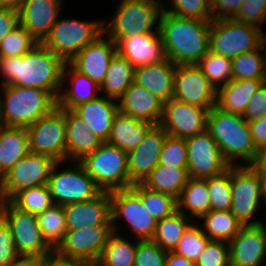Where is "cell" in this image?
I'll return each mask as SVG.
<instances>
[{"mask_svg": "<svg viewBox=\"0 0 266 266\" xmlns=\"http://www.w3.org/2000/svg\"><path fill=\"white\" fill-rule=\"evenodd\" d=\"M188 152L185 138L167 135L160 153L159 165L187 168Z\"/></svg>", "mask_w": 266, "mask_h": 266, "instance_id": "c3c4849f", "label": "cell"}, {"mask_svg": "<svg viewBox=\"0 0 266 266\" xmlns=\"http://www.w3.org/2000/svg\"><path fill=\"white\" fill-rule=\"evenodd\" d=\"M66 116V161H80L95 151L103 141L92 133L84 121L70 109Z\"/></svg>", "mask_w": 266, "mask_h": 266, "instance_id": "f1b7e54d", "label": "cell"}, {"mask_svg": "<svg viewBox=\"0 0 266 266\" xmlns=\"http://www.w3.org/2000/svg\"><path fill=\"white\" fill-rule=\"evenodd\" d=\"M117 52L135 68L161 62L166 58L159 29L136 37L121 38Z\"/></svg>", "mask_w": 266, "mask_h": 266, "instance_id": "cb8c5ba5", "label": "cell"}, {"mask_svg": "<svg viewBox=\"0 0 266 266\" xmlns=\"http://www.w3.org/2000/svg\"><path fill=\"white\" fill-rule=\"evenodd\" d=\"M196 223V224H195ZM190 224L183 233V237L177 243L172 251L191 261L196 262L198 256L204 250L206 244L210 240L204 233L201 226L196 221Z\"/></svg>", "mask_w": 266, "mask_h": 266, "instance_id": "f6af8a7d", "label": "cell"}, {"mask_svg": "<svg viewBox=\"0 0 266 266\" xmlns=\"http://www.w3.org/2000/svg\"><path fill=\"white\" fill-rule=\"evenodd\" d=\"M211 20L162 12L159 33L166 57L176 65H195L210 50Z\"/></svg>", "mask_w": 266, "mask_h": 266, "instance_id": "7a4b0ae2", "label": "cell"}, {"mask_svg": "<svg viewBox=\"0 0 266 266\" xmlns=\"http://www.w3.org/2000/svg\"><path fill=\"white\" fill-rule=\"evenodd\" d=\"M112 232L97 263L100 266H134L137 241Z\"/></svg>", "mask_w": 266, "mask_h": 266, "instance_id": "74e56055", "label": "cell"}, {"mask_svg": "<svg viewBox=\"0 0 266 266\" xmlns=\"http://www.w3.org/2000/svg\"><path fill=\"white\" fill-rule=\"evenodd\" d=\"M164 266H197L194 261H191L183 256H180L172 251L167 252Z\"/></svg>", "mask_w": 266, "mask_h": 266, "instance_id": "680465c9", "label": "cell"}, {"mask_svg": "<svg viewBox=\"0 0 266 266\" xmlns=\"http://www.w3.org/2000/svg\"><path fill=\"white\" fill-rule=\"evenodd\" d=\"M62 0H26L19 11L20 25L41 43L62 13Z\"/></svg>", "mask_w": 266, "mask_h": 266, "instance_id": "603a6c76", "label": "cell"}, {"mask_svg": "<svg viewBox=\"0 0 266 266\" xmlns=\"http://www.w3.org/2000/svg\"><path fill=\"white\" fill-rule=\"evenodd\" d=\"M244 0H211V19H233Z\"/></svg>", "mask_w": 266, "mask_h": 266, "instance_id": "11a10c76", "label": "cell"}, {"mask_svg": "<svg viewBox=\"0 0 266 266\" xmlns=\"http://www.w3.org/2000/svg\"><path fill=\"white\" fill-rule=\"evenodd\" d=\"M195 263L197 266H230L228 242L209 240Z\"/></svg>", "mask_w": 266, "mask_h": 266, "instance_id": "681fc988", "label": "cell"}, {"mask_svg": "<svg viewBox=\"0 0 266 266\" xmlns=\"http://www.w3.org/2000/svg\"><path fill=\"white\" fill-rule=\"evenodd\" d=\"M0 88V125L28 128L57 106V100L46 90L17 85Z\"/></svg>", "mask_w": 266, "mask_h": 266, "instance_id": "277c9868", "label": "cell"}, {"mask_svg": "<svg viewBox=\"0 0 266 266\" xmlns=\"http://www.w3.org/2000/svg\"><path fill=\"white\" fill-rule=\"evenodd\" d=\"M112 232V225H94L67 230L64 239L54 250V255L63 260L95 263L100 258Z\"/></svg>", "mask_w": 266, "mask_h": 266, "instance_id": "5bb4252c", "label": "cell"}, {"mask_svg": "<svg viewBox=\"0 0 266 266\" xmlns=\"http://www.w3.org/2000/svg\"><path fill=\"white\" fill-rule=\"evenodd\" d=\"M116 53V43L103 33L94 42L86 45L69 63L77 71L101 86L105 80L109 63Z\"/></svg>", "mask_w": 266, "mask_h": 266, "instance_id": "44dd1931", "label": "cell"}, {"mask_svg": "<svg viewBox=\"0 0 266 266\" xmlns=\"http://www.w3.org/2000/svg\"><path fill=\"white\" fill-rule=\"evenodd\" d=\"M203 233L210 240L229 242L242 228V223L230 211L210 210L201 218Z\"/></svg>", "mask_w": 266, "mask_h": 266, "instance_id": "d590c367", "label": "cell"}, {"mask_svg": "<svg viewBox=\"0 0 266 266\" xmlns=\"http://www.w3.org/2000/svg\"><path fill=\"white\" fill-rule=\"evenodd\" d=\"M6 200L7 199L5 198V196L3 194V190H2V178L0 177V216H1V211L4 207Z\"/></svg>", "mask_w": 266, "mask_h": 266, "instance_id": "03108f58", "label": "cell"}, {"mask_svg": "<svg viewBox=\"0 0 266 266\" xmlns=\"http://www.w3.org/2000/svg\"><path fill=\"white\" fill-rule=\"evenodd\" d=\"M26 0H0V8L20 11Z\"/></svg>", "mask_w": 266, "mask_h": 266, "instance_id": "be15d7a7", "label": "cell"}, {"mask_svg": "<svg viewBox=\"0 0 266 266\" xmlns=\"http://www.w3.org/2000/svg\"><path fill=\"white\" fill-rule=\"evenodd\" d=\"M162 4V0H120L109 23L104 21L105 35L117 43L158 30Z\"/></svg>", "mask_w": 266, "mask_h": 266, "instance_id": "5b68a950", "label": "cell"}, {"mask_svg": "<svg viewBox=\"0 0 266 266\" xmlns=\"http://www.w3.org/2000/svg\"><path fill=\"white\" fill-rule=\"evenodd\" d=\"M188 178L187 168H173L158 164L149 173L142 185L150 190L169 194L178 199Z\"/></svg>", "mask_w": 266, "mask_h": 266, "instance_id": "e575fe53", "label": "cell"}, {"mask_svg": "<svg viewBox=\"0 0 266 266\" xmlns=\"http://www.w3.org/2000/svg\"><path fill=\"white\" fill-rule=\"evenodd\" d=\"M36 217L44 240L55 250L67 232L64 207L53 204L44 213L38 214Z\"/></svg>", "mask_w": 266, "mask_h": 266, "instance_id": "ab89813d", "label": "cell"}, {"mask_svg": "<svg viewBox=\"0 0 266 266\" xmlns=\"http://www.w3.org/2000/svg\"><path fill=\"white\" fill-rule=\"evenodd\" d=\"M8 200L18 209L36 216L54 204L47 185L19 190Z\"/></svg>", "mask_w": 266, "mask_h": 266, "instance_id": "b9f144b4", "label": "cell"}, {"mask_svg": "<svg viewBox=\"0 0 266 266\" xmlns=\"http://www.w3.org/2000/svg\"><path fill=\"white\" fill-rule=\"evenodd\" d=\"M207 115L206 108L172 98L163 103V115L159 125L170 136L188 138L206 130Z\"/></svg>", "mask_w": 266, "mask_h": 266, "instance_id": "e0dca14e", "label": "cell"}, {"mask_svg": "<svg viewBox=\"0 0 266 266\" xmlns=\"http://www.w3.org/2000/svg\"><path fill=\"white\" fill-rule=\"evenodd\" d=\"M217 91L196 65H177L173 98L190 105L206 108L216 105Z\"/></svg>", "mask_w": 266, "mask_h": 266, "instance_id": "ac0fdd59", "label": "cell"}, {"mask_svg": "<svg viewBox=\"0 0 266 266\" xmlns=\"http://www.w3.org/2000/svg\"><path fill=\"white\" fill-rule=\"evenodd\" d=\"M73 111L84 121L92 133L103 142H107L119 108L118 101L102 95L76 106Z\"/></svg>", "mask_w": 266, "mask_h": 266, "instance_id": "484cf974", "label": "cell"}, {"mask_svg": "<svg viewBox=\"0 0 266 266\" xmlns=\"http://www.w3.org/2000/svg\"><path fill=\"white\" fill-rule=\"evenodd\" d=\"M55 163L56 161L51 157L29 152L1 177L5 198L8 200L19 190L47 185L51 169Z\"/></svg>", "mask_w": 266, "mask_h": 266, "instance_id": "2e32d148", "label": "cell"}, {"mask_svg": "<svg viewBox=\"0 0 266 266\" xmlns=\"http://www.w3.org/2000/svg\"><path fill=\"white\" fill-rule=\"evenodd\" d=\"M265 81L266 79H232L217 90L216 106L228 113L243 115L251 97Z\"/></svg>", "mask_w": 266, "mask_h": 266, "instance_id": "4dcf8cb0", "label": "cell"}, {"mask_svg": "<svg viewBox=\"0 0 266 266\" xmlns=\"http://www.w3.org/2000/svg\"><path fill=\"white\" fill-rule=\"evenodd\" d=\"M65 61L38 43L18 57H0V86L17 85L48 91L56 100L62 88Z\"/></svg>", "mask_w": 266, "mask_h": 266, "instance_id": "6da1fadb", "label": "cell"}, {"mask_svg": "<svg viewBox=\"0 0 266 266\" xmlns=\"http://www.w3.org/2000/svg\"><path fill=\"white\" fill-rule=\"evenodd\" d=\"M66 81L71 83L69 89L68 87L63 88ZM100 91V86L96 82L66 62L63 68L62 88L57 98V106L73 110L76 106L99 97Z\"/></svg>", "mask_w": 266, "mask_h": 266, "instance_id": "83f0119b", "label": "cell"}, {"mask_svg": "<svg viewBox=\"0 0 266 266\" xmlns=\"http://www.w3.org/2000/svg\"><path fill=\"white\" fill-rule=\"evenodd\" d=\"M206 130L230 166L250 165L253 162L257 149L243 115L228 113L215 105L208 111Z\"/></svg>", "mask_w": 266, "mask_h": 266, "instance_id": "3957f363", "label": "cell"}, {"mask_svg": "<svg viewBox=\"0 0 266 266\" xmlns=\"http://www.w3.org/2000/svg\"><path fill=\"white\" fill-rule=\"evenodd\" d=\"M1 217L11 229L19 256L48 258L54 255V250L42 236L36 215L22 211L6 200Z\"/></svg>", "mask_w": 266, "mask_h": 266, "instance_id": "8fae6325", "label": "cell"}, {"mask_svg": "<svg viewBox=\"0 0 266 266\" xmlns=\"http://www.w3.org/2000/svg\"><path fill=\"white\" fill-rule=\"evenodd\" d=\"M104 21L57 19L49 34L41 42L54 54L69 62L86 45L94 42L104 33Z\"/></svg>", "mask_w": 266, "mask_h": 266, "instance_id": "52a82bcc", "label": "cell"}, {"mask_svg": "<svg viewBox=\"0 0 266 266\" xmlns=\"http://www.w3.org/2000/svg\"><path fill=\"white\" fill-rule=\"evenodd\" d=\"M28 153L27 128L0 125V177Z\"/></svg>", "mask_w": 266, "mask_h": 266, "instance_id": "1f68e13d", "label": "cell"}, {"mask_svg": "<svg viewBox=\"0 0 266 266\" xmlns=\"http://www.w3.org/2000/svg\"><path fill=\"white\" fill-rule=\"evenodd\" d=\"M170 8H164L162 12L183 18L212 20L210 0H171Z\"/></svg>", "mask_w": 266, "mask_h": 266, "instance_id": "7dc6e473", "label": "cell"}, {"mask_svg": "<svg viewBox=\"0 0 266 266\" xmlns=\"http://www.w3.org/2000/svg\"><path fill=\"white\" fill-rule=\"evenodd\" d=\"M211 210L227 211L232 205L231 166L223 173L207 179Z\"/></svg>", "mask_w": 266, "mask_h": 266, "instance_id": "ee69618b", "label": "cell"}, {"mask_svg": "<svg viewBox=\"0 0 266 266\" xmlns=\"http://www.w3.org/2000/svg\"><path fill=\"white\" fill-rule=\"evenodd\" d=\"M263 30L235 19L211 20L210 51L233 59L263 44Z\"/></svg>", "mask_w": 266, "mask_h": 266, "instance_id": "ba28073f", "label": "cell"}, {"mask_svg": "<svg viewBox=\"0 0 266 266\" xmlns=\"http://www.w3.org/2000/svg\"><path fill=\"white\" fill-rule=\"evenodd\" d=\"M263 45L266 47V33L263 32Z\"/></svg>", "mask_w": 266, "mask_h": 266, "instance_id": "a7ac6f4b", "label": "cell"}, {"mask_svg": "<svg viewBox=\"0 0 266 266\" xmlns=\"http://www.w3.org/2000/svg\"><path fill=\"white\" fill-rule=\"evenodd\" d=\"M18 257L11 229L0 216V266H11Z\"/></svg>", "mask_w": 266, "mask_h": 266, "instance_id": "f5cc1de1", "label": "cell"}, {"mask_svg": "<svg viewBox=\"0 0 266 266\" xmlns=\"http://www.w3.org/2000/svg\"><path fill=\"white\" fill-rule=\"evenodd\" d=\"M38 42L19 25L0 43V57H18L29 52Z\"/></svg>", "mask_w": 266, "mask_h": 266, "instance_id": "bcb514c9", "label": "cell"}, {"mask_svg": "<svg viewBox=\"0 0 266 266\" xmlns=\"http://www.w3.org/2000/svg\"><path fill=\"white\" fill-rule=\"evenodd\" d=\"M248 126L256 149L266 144V115L254 121H249Z\"/></svg>", "mask_w": 266, "mask_h": 266, "instance_id": "6f0895ef", "label": "cell"}, {"mask_svg": "<svg viewBox=\"0 0 266 266\" xmlns=\"http://www.w3.org/2000/svg\"><path fill=\"white\" fill-rule=\"evenodd\" d=\"M106 77L100 86L105 97L118 101L134 82L135 67L118 52L109 63Z\"/></svg>", "mask_w": 266, "mask_h": 266, "instance_id": "836d02e7", "label": "cell"}, {"mask_svg": "<svg viewBox=\"0 0 266 266\" xmlns=\"http://www.w3.org/2000/svg\"><path fill=\"white\" fill-rule=\"evenodd\" d=\"M85 266H100L97 262L95 263H86Z\"/></svg>", "mask_w": 266, "mask_h": 266, "instance_id": "003e7915", "label": "cell"}, {"mask_svg": "<svg viewBox=\"0 0 266 266\" xmlns=\"http://www.w3.org/2000/svg\"><path fill=\"white\" fill-rule=\"evenodd\" d=\"M20 25L19 12L13 9L0 8V43Z\"/></svg>", "mask_w": 266, "mask_h": 266, "instance_id": "9f6ffc18", "label": "cell"}, {"mask_svg": "<svg viewBox=\"0 0 266 266\" xmlns=\"http://www.w3.org/2000/svg\"><path fill=\"white\" fill-rule=\"evenodd\" d=\"M233 19L261 29L262 24H266V0H244Z\"/></svg>", "mask_w": 266, "mask_h": 266, "instance_id": "816d5d0a", "label": "cell"}, {"mask_svg": "<svg viewBox=\"0 0 266 266\" xmlns=\"http://www.w3.org/2000/svg\"><path fill=\"white\" fill-rule=\"evenodd\" d=\"M29 152L46 155L56 162L66 161L65 109L54 107L27 128Z\"/></svg>", "mask_w": 266, "mask_h": 266, "instance_id": "30bf717a", "label": "cell"}, {"mask_svg": "<svg viewBox=\"0 0 266 266\" xmlns=\"http://www.w3.org/2000/svg\"><path fill=\"white\" fill-rule=\"evenodd\" d=\"M130 188L140 197L156 221L166 218L177 210V199L169 194L150 190L142 184H135Z\"/></svg>", "mask_w": 266, "mask_h": 266, "instance_id": "7bdbcfd3", "label": "cell"}, {"mask_svg": "<svg viewBox=\"0 0 266 266\" xmlns=\"http://www.w3.org/2000/svg\"><path fill=\"white\" fill-rule=\"evenodd\" d=\"M188 160V175L195 179H208L223 173L230 167L207 130L185 138Z\"/></svg>", "mask_w": 266, "mask_h": 266, "instance_id": "9a60e30c", "label": "cell"}, {"mask_svg": "<svg viewBox=\"0 0 266 266\" xmlns=\"http://www.w3.org/2000/svg\"><path fill=\"white\" fill-rule=\"evenodd\" d=\"M167 133L160 125H154L136 149L127 153L129 182L142 184L149 173L159 164Z\"/></svg>", "mask_w": 266, "mask_h": 266, "instance_id": "ffe728a7", "label": "cell"}, {"mask_svg": "<svg viewBox=\"0 0 266 266\" xmlns=\"http://www.w3.org/2000/svg\"><path fill=\"white\" fill-rule=\"evenodd\" d=\"M257 174L260 180L261 196H262L263 202L266 204V170L257 171Z\"/></svg>", "mask_w": 266, "mask_h": 266, "instance_id": "e7e4bbea", "label": "cell"}, {"mask_svg": "<svg viewBox=\"0 0 266 266\" xmlns=\"http://www.w3.org/2000/svg\"><path fill=\"white\" fill-rule=\"evenodd\" d=\"M79 162L102 191L111 192L132 186L129 182L127 152L118 146L103 142Z\"/></svg>", "mask_w": 266, "mask_h": 266, "instance_id": "8992f818", "label": "cell"}, {"mask_svg": "<svg viewBox=\"0 0 266 266\" xmlns=\"http://www.w3.org/2000/svg\"><path fill=\"white\" fill-rule=\"evenodd\" d=\"M192 220L194 222V219H190L177 209L171 215L157 221L151 240L156 242L163 250L173 251L183 237L184 231L193 223Z\"/></svg>", "mask_w": 266, "mask_h": 266, "instance_id": "8d00e7d4", "label": "cell"}, {"mask_svg": "<svg viewBox=\"0 0 266 266\" xmlns=\"http://www.w3.org/2000/svg\"><path fill=\"white\" fill-rule=\"evenodd\" d=\"M176 66L166 57L161 62L135 68L134 83L165 103L173 98Z\"/></svg>", "mask_w": 266, "mask_h": 266, "instance_id": "4316f807", "label": "cell"}, {"mask_svg": "<svg viewBox=\"0 0 266 266\" xmlns=\"http://www.w3.org/2000/svg\"><path fill=\"white\" fill-rule=\"evenodd\" d=\"M67 230L94 225H112L110 192L102 191L93 199L64 205Z\"/></svg>", "mask_w": 266, "mask_h": 266, "instance_id": "7402d4cb", "label": "cell"}, {"mask_svg": "<svg viewBox=\"0 0 266 266\" xmlns=\"http://www.w3.org/2000/svg\"><path fill=\"white\" fill-rule=\"evenodd\" d=\"M217 91L232 80V59L208 51L196 64Z\"/></svg>", "mask_w": 266, "mask_h": 266, "instance_id": "60d3db41", "label": "cell"}, {"mask_svg": "<svg viewBox=\"0 0 266 266\" xmlns=\"http://www.w3.org/2000/svg\"><path fill=\"white\" fill-rule=\"evenodd\" d=\"M167 251L152 240H137L134 266H164Z\"/></svg>", "mask_w": 266, "mask_h": 266, "instance_id": "f907efd6", "label": "cell"}, {"mask_svg": "<svg viewBox=\"0 0 266 266\" xmlns=\"http://www.w3.org/2000/svg\"><path fill=\"white\" fill-rule=\"evenodd\" d=\"M154 125L148 121L134 118L121 111L115 116L108 143L130 152L142 142L144 136Z\"/></svg>", "mask_w": 266, "mask_h": 266, "instance_id": "f546056e", "label": "cell"}, {"mask_svg": "<svg viewBox=\"0 0 266 266\" xmlns=\"http://www.w3.org/2000/svg\"><path fill=\"white\" fill-rule=\"evenodd\" d=\"M45 259L38 256H19L11 266H45Z\"/></svg>", "mask_w": 266, "mask_h": 266, "instance_id": "94428289", "label": "cell"}, {"mask_svg": "<svg viewBox=\"0 0 266 266\" xmlns=\"http://www.w3.org/2000/svg\"><path fill=\"white\" fill-rule=\"evenodd\" d=\"M86 263L80 261L63 260L55 255L45 259V266H85Z\"/></svg>", "mask_w": 266, "mask_h": 266, "instance_id": "6125c7cd", "label": "cell"}, {"mask_svg": "<svg viewBox=\"0 0 266 266\" xmlns=\"http://www.w3.org/2000/svg\"><path fill=\"white\" fill-rule=\"evenodd\" d=\"M112 230L117 233L119 227L115 221L122 218L132 230L136 240H151L157 221L149 213L140 197L131 189L110 192ZM116 224V225H115Z\"/></svg>", "mask_w": 266, "mask_h": 266, "instance_id": "4fadbf2b", "label": "cell"}, {"mask_svg": "<svg viewBox=\"0 0 266 266\" xmlns=\"http://www.w3.org/2000/svg\"><path fill=\"white\" fill-rule=\"evenodd\" d=\"M232 205L230 211L242 225L263 223L253 218L256 211L263 205L260 180L257 171L250 165L231 166ZM262 200V201H261Z\"/></svg>", "mask_w": 266, "mask_h": 266, "instance_id": "7c38bea8", "label": "cell"}, {"mask_svg": "<svg viewBox=\"0 0 266 266\" xmlns=\"http://www.w3.org/2000/svg\"><path fill=\"white\" fill-rule=\"evenodd\" d=\"M59 164L63 162L54 164L47 183L54 204L83 202L102 192L80 162L73 161V165L63 170L58 169Z\"/></svg>", "mask_w": 266, "mask_h": 266, "instance_id": "9c48e42d", "label": "cell"}, {"mask_svg": "<svg viewBox=\"0 0 266 266\" xmlns=\"http://www.w3.org/2000/svg\"><path fill=\"white\" fill-rule=\"evenodd\" d=\"M232 79H266V47L263 44L232 59Z\"/></svg>", "mask_w": 266, "mask_h": 266, "instance_id": "f35d334b", "label": "cell"}, {"mask_svg": "<svg viewBox=\"0 0 266 266\" xmlns=\"http://www.w3.org/2000/svg\"><path fill=\"white\" fill-rule=\"evenodd\" d=\"M119 111L134 118L159 125L163 115V102L146 88L132 83L118 100Z\"/></svg>", "mask_w": 266, "mask_h": 266, "instance_id": "d4e9b609", "label": "cell"}, {"mask_svg": "<svg viewBox=\"0 0 266 266\" xmlns=\"http://www.w3.org/2000/svg\"><path fill=\"white\" fill-rule=\"evenodd\" d=\"M266 115V81L263 82L251 97L243 118L249 122Z\"/></svg>", "mask_w": 266, "mask_h": 266, "instance_id": "db71d44e", "label": "cell"}, {"mask_svg": "<svg viewBox=\"0 0 266 266\" xmlns=\"http://www.w3.org/2000/svg\"><path fill=\"white\" fill-rule=\"evenodd\" d=\"M177 209L190 219H199L211 210V200L207 188V179L188 178L177 199ZM192 217V218H191Z\"/></svg>", "mask_w": 266, "mask_h": 266, "instance_id": "d6a6232c", "label": "cell"}, {"mask_svg": "<svg viewBox=\"0 0 266 266\" xmlns=\"http://www.w3.org/2000/svg\"><path fill=\"white\" fill-rule=\"evenodd\" d=\"M243 225L228 242L230 266H262L266 260V225Z\"/></svg>", "mask_w": 266, "mask_h": 266, "instance_id": "d6986e66", "label": "cell"}, {"mask_svg": "<svg viewBox=\"0 0 266 266\" xmlns=\"http://www.w3.org/2000/svg\"><path fill=\"white\" fill-rule=\"evenodd\" d=\"M250 166L256 171L266 170V144L256 150L254 160Z\"/></svg>", "mask_w": 266, "mask_h": 266, "instance_id": "91938a15", "label": "cell"}]
</instances>
